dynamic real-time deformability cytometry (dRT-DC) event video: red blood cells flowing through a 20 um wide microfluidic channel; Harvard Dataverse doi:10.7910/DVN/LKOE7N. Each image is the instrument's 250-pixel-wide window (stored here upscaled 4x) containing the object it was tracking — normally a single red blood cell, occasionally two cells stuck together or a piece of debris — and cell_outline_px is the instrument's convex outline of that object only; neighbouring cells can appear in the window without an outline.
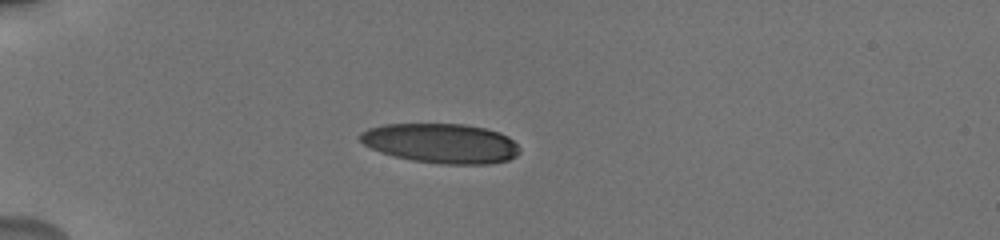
{"species": "human", "species_latin": "Homo sapiens", "temperature_condition": "cold", "stored_images_in_passage": 31, "camera_frame_rate_fps": 3000, "um_per_image_px": 0.085, "donor": {"sex": "male"}, "frame": {"image": 1, "passage_image": 1, "time_ms": 0.0, "image_size_px": [1000, 240], "cell_outline_px": [[520, 152], [516, 156], [508, 160], [488, 164], [444, 164], [412, 160], [380, 152], [364, 144], [360, 140], [360, 132], [368, 128], [384, 124], [464, 124], [484, 128], [500, 132], [508, 136], [520, 148]], "centroid_in_image_um": [37.51, 12.17], "position_along_channel_um": 47.5, "area_um2": 36.82}}
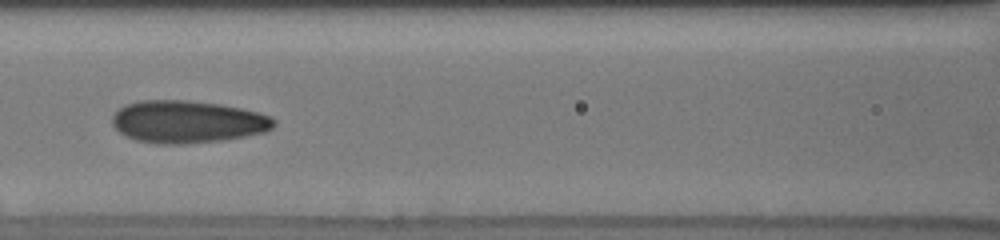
{"frame": {"image": 2, "passage_image": 9, "time_ms": 3.667, "image_size_px": [1000, 240], "cell_outline_px": [[276, 124], [272, 128], [264, 132], [224, 140], [184, 144], [156, 144], [136, 140], [120, 132], [112, 124], [112, 116], [124, 104], [140, 100], [188, 100], [220, 104], [240, 108], [272, 116], [276, 120]], "centroid_in_image_um": [15.94, 10.35], "position_along_channel_um": 150.7, "area_um2": 40.06}}
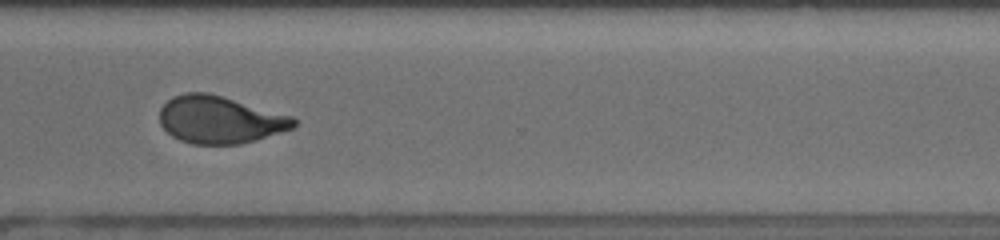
{"frame": {"image": 3, "passage_image": 22, "time_ms": 9.0, "image_size_px": [1000, 240], "cell_outline_px": [[296, 124], [292, 128], [256, 140], [240, 144], [192, 144], [180, 140], [172, 136], [160, 124], [160, 108], [172, 96], [184, 92], [208, 92], [292, 116], [296, 120]], "centroid_in_image_um": [18.66, 10.17], "position_along_channel_um": 351.9, "area_um2": 36.93}, "authors_computed_cell_mechanics": {"area_um2": 37.9168, "velocity_mm_per_s": 3.7816, "shape_relaxation_time_tau1_ms": 4.4511, "shape_relaxation_time_tau2_ms": 1.0727, "deformation_change_tau1": 0.1592, "deformation_change_tau2": 0.0715}}